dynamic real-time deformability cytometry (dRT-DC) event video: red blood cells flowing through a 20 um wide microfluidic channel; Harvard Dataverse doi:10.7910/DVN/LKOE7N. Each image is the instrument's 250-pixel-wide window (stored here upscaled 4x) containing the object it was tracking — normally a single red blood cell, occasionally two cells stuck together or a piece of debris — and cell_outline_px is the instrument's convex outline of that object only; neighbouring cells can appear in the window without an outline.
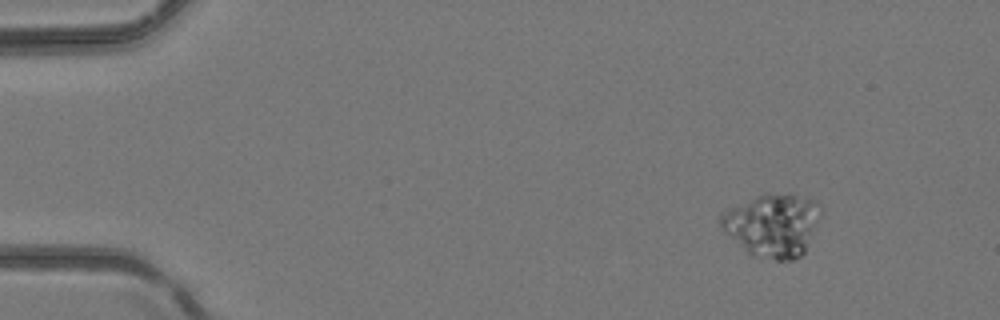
{"species": "common noctule bat (a hibernating species)", "species_latin": "Nyctalus noctula", "temperature_condition": "room temperature", "stored_images_in_passage": 39, "camera_frame_rate_fps": 3000, "um_per_image_px": 0.085, "animal": {"sex": "female", "body_mass_g": 24.6, "forearm_length_mm": 56.2}, "frame": {"image": 1, "passage_image": 1, "time_ms": 0.0, "image_size_px": [1000, 320], "cell_outline_px": [[820, 212], [804, 252], [800, 256], [792, 260], [776, 260], [756, 256], [748, 252], [724, 232], [720, 224], [720, 212], [756, 196], [792, 196], [812, 200], [820, 204]], "centroid_in_image_um": [65.61, 19.17], "position_along_channel_um": 19.4, "area_um2": 35.32}}
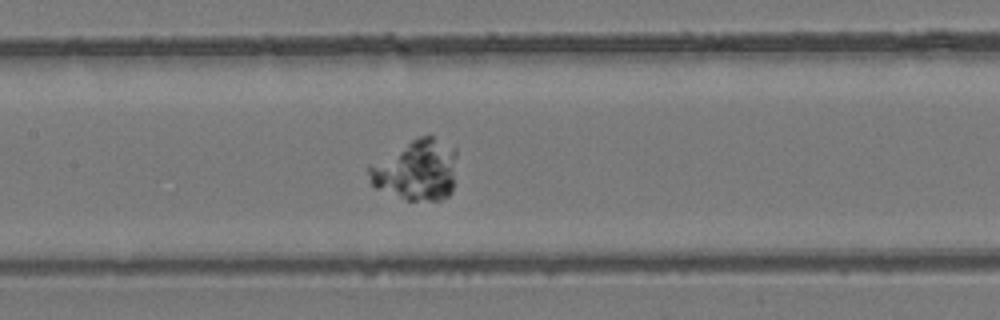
{"frame": {"image": 2, "passage_image": 17, "time_ms": 5.333, "image_size_px": [1000, 320], "cell_outline_px": [[456, 156], [452, 192], [448, 196], [440, 200], [408, 200], [376, 188], [372, 184], [368, 172], [368, 168], [416, 136], [428, 132], [456, 148]], "centroid_in_image_um": [35.46, 14.42], "position_along_channel_um": 171.9, "area_um2": 31.04}}
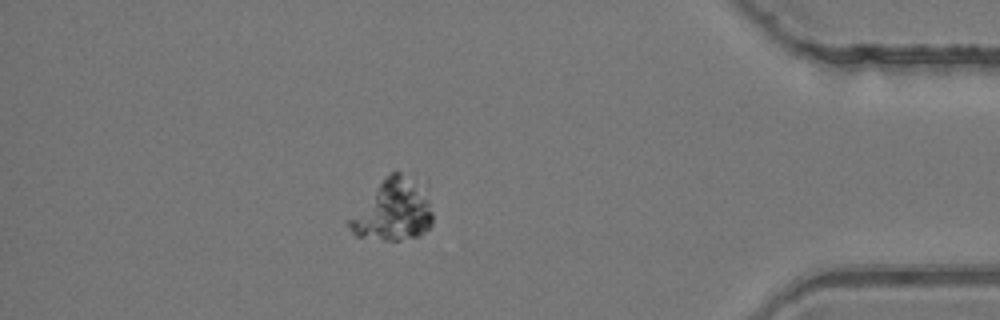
{"frame": {"image": 3, "passage_image": 34, "time_ms": 11.0, "image_size_px": [1000, 320], "cell_outline_px": [[432, 224], [420, 236], [400, 240], [380, 240], [356, 236], [348, 228], [344, 220], [384, 176], [396, 168], [420, 188], [428, 200], [432, 212]], "centroid_in_image_um": [33.3, 17.9], "position_along_channel_um": 401.9, "area_um2": 30.0}}